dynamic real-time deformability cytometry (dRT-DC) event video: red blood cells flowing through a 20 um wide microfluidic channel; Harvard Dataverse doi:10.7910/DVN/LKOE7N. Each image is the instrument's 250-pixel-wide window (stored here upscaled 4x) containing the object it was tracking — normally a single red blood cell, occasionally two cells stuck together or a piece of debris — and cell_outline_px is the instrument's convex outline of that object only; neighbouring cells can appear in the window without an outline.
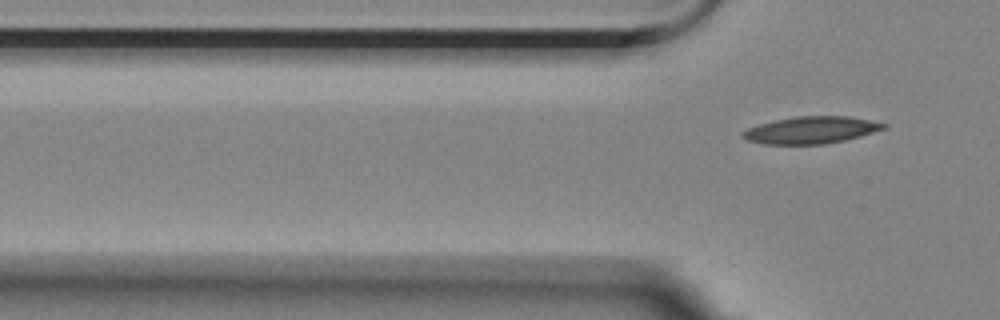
{"species": "Egyptian fruit bat (a non-hibernating species)", "species_latin": "Rousettus aegyptiacus", "temperature_condition": "room temperature", "stored_images_in_passage": 3, "camera_frame_rate_fps": 3000, "um_per_image_px": 0.085, "animal": {"sex": "female"}, "frame": {"image": 1, "passage_image": 3, "time_ms": 4.333, "image_size_px": [1000, 320], "cell_outline_px": [[888, 128], [844, 140], [824, 144], [764, 144], [748, 140], [740, 136], [740, 132], [748, 128], [760, 124], [776, 120], [796, 116], [848, 116], [888, 124]], "centroid_in_image_um": [68.93, 11.05], "position_along_channel_um": 56.9, "area_um2": 22.08}}